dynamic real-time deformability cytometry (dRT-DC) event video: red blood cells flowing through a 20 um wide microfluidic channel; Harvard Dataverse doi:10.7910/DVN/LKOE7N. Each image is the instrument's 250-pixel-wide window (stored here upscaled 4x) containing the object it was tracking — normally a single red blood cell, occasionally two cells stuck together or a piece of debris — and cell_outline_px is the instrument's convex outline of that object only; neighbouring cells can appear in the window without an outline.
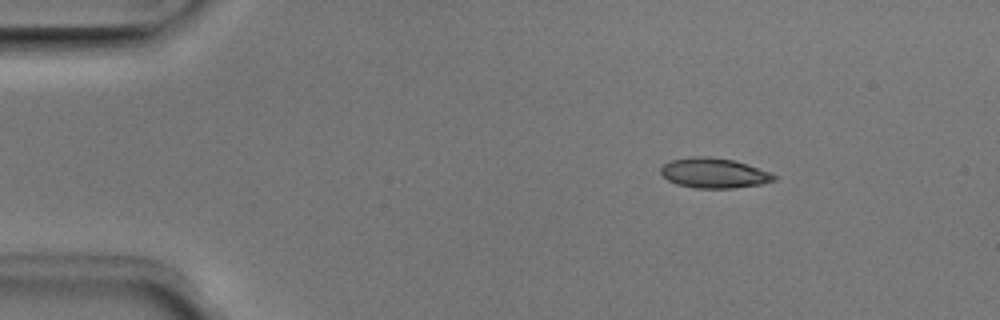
{"species": "Egyptian fruit bat (a non-hibernating species)", "species_latin": "Rousettus aegyptiacus", "temperature_condition": "room temperature", "stored_images_in_passage": 3, "camera_frame_rate_fps": 3000, "um_per_image_px": 0.085, "animal": {"sex": "male"}, "frame": {"image": 1, "passage_image": 1, "time_ms": 0.0, "image_size_px": [1000, 320], "cell_outline_px": [[776, 180], [760, 184], [732, 188], [696, 188], [676, 184], [668, 180], [660, 172], [660, 168], [664, 164], [672, 160], [692, 156], [708, 156], [732, 160], [768, 172], [776, 176]], "centroid_in_image_um": [60.64, 14.71], "position_along_channel_um": 24.4, "area_um2": 19.48}}